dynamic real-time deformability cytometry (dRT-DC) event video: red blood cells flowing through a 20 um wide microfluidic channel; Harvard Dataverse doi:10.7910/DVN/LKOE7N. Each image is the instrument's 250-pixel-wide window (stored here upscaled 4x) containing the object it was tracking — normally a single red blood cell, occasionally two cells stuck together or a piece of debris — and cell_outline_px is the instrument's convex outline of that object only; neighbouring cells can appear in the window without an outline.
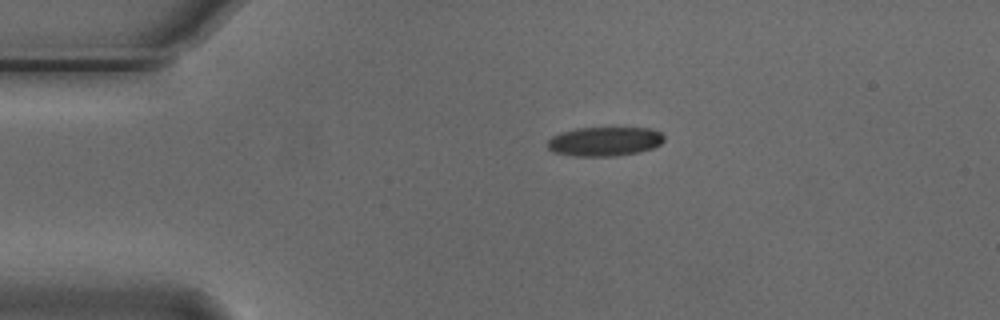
{"species": "Egyptian fruit bat (a non-hibernating species)", "species_latin": "Rousettus aegyptiacus", "temperature_condition": "cold", "stored_images_in_passage": 44, "camera_frame_rate_fps": 3000, "um_per_image_px": 0.085, "animal": {"sex": "male"}, "frame": {"image": 1, "passage_image": 1, "time_ms": 0.0, "image_size_px": [1000, 320], "cell_outline_px": [[664, 140], [660, 144], [652, 148], [636, 152], [612, 156], [572, 156], [552, 152], [548, 148], [548, 140], [552, 136], [560, 132], [576, 128], [648, 128], [660, 132], [664, 136]], "centroid_in_image_um": [51.35, 12.02], "position_along_channel_um": 33.7, "area_um2": 19.77}}
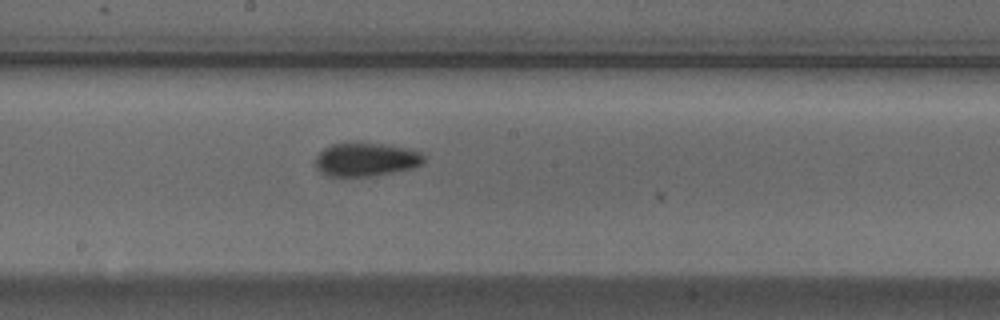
{"frame": {"image": 2, "passage_image": 19, "time_ms": 6.0, "image_size_px": [1000, 320], "cell_outline_px": [[424, 164], [412, 168], [372, 176], [328, 176], [320, 172], [316, 168], [316, 156], [324, 148], [332, 144], [348, 140], [356, 140], [408, 148], [420, 152], [424, 156]], "centroid_in_image_um": [31.08, 13.52], "position_along_channel_um": 217.1, "area_um2": 21.73}}
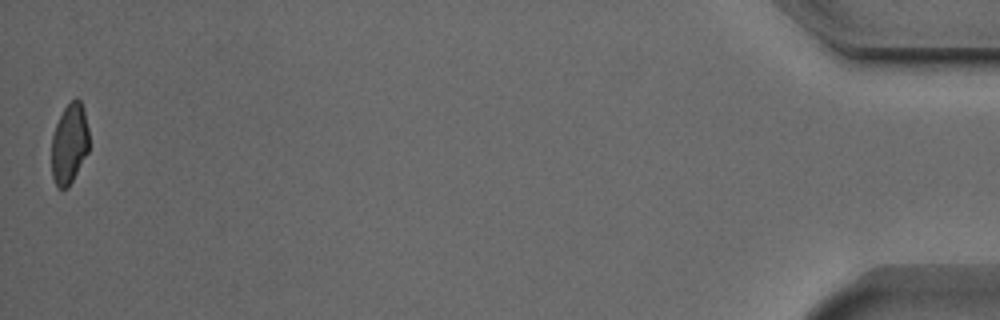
{"frame": {"image": 3, "passage_image": 44, "time_ms": 14.333, "image_size_px": [1000, 320], "cell_outline_px": [[88, 152], [68, 188], [56, 188], [52, 176], [52, 136], [56, 124], [64, 108], [76, 96], [80, 100], [84, 112], [88, 128]], "centroid_in_image_um": [5.89, 12.23], "position_along_channel_um": 429.3, "area_um2": 17.46}, "authors_computed_cell_mechanics": {"area_um2": 19.9699, "velocity_mm_per_s": 3.7493, "shape_relaxation_time_tau1_ms": 4.0559, "shape_relaxation_time_tau2_ms": 3.0167, "deformation_change_tau1": 0.1182, "deformation_change_tau2": 0.0735}}